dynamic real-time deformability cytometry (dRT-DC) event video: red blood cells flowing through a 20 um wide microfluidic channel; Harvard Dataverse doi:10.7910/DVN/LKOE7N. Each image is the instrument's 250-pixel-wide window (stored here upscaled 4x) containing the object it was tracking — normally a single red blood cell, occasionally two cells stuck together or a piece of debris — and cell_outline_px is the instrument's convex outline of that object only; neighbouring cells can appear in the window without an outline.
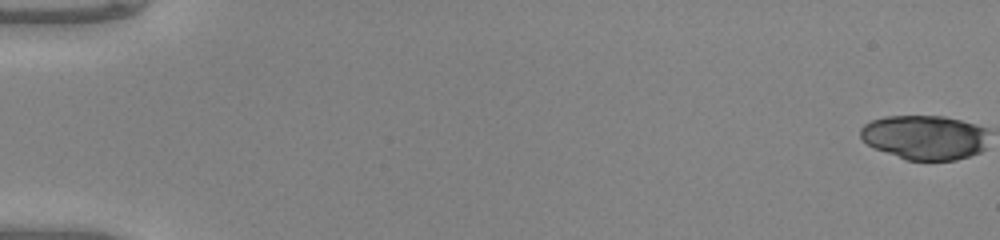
{"species": "common noctule bat (a hibernating species)", "species_latin": "Nyctalus noctula", "temperature_condition": "warm", "stored_images_in_passage": 25, "camera_frame_rate_fps": 3000, "um_per_image_px": 0.085, "animal": {"sex": "male", "body_mass_g": 20.0, "forearm_length_mm": 53.3}, "frame": {"image": 1, "passage_image": 1, "time_ms": 0.0, "image_size_px": [1000, 240], "cell_outline_px": [[976, 148], [972, 152], [964, 156], [948, 160], [912, 160], [880, 148], [872, 144], [880, 120], [904, 116], [920, 116], [952, 120], [968, 124], [976, 128]], "centroid_in_image_um": [78.68, 11.72], "position_along_channel_um": 6.3, "area_um2": 26.99}}
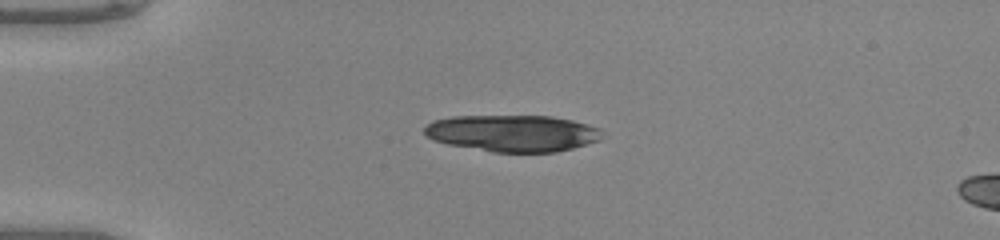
{"frame": {"image": 2, "passage_image": 14, "time_ms": 4.333, "image_size_px": [1000, 240], "cell_outline_px": [[576, 144], [564, 148], [544, 152], [508, 152], [464, 144], [444, 140], [432, 136], [428, 132], [428, 128], [432, 124], [444, 120], [516, 116], [536, 116], [564, 120], [576, 124]], "centroid_in_image_um": [43.22, 11.32], "position_along_channel_um": 41.8, "area_um2": 30.46}}
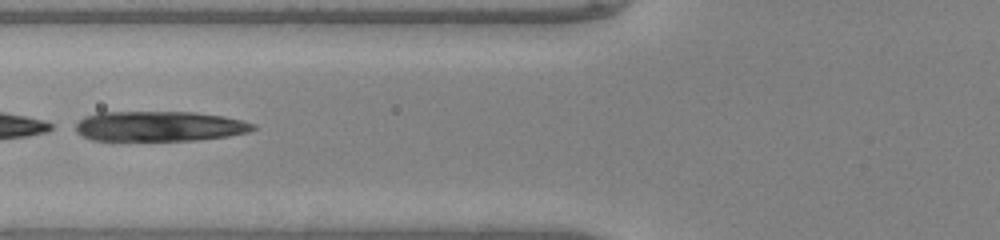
{"frame": {"image": 3, "passage_image": 22, "time_ms": 7.0, "image_size_px": [1000, 240], "cell_outline_px": [[248, 128], [236, 132], [212, 136], [164, 140], [136, 140], [96, 136], [84, 132], [80, 128], [80, 124], [88, 120], [100, 116], [208, 116], [228, 120]], "centroid_in_image_um": [13.49, 10.81], "position_along_channel_um": 112.3, "area_um2": 23.18}}